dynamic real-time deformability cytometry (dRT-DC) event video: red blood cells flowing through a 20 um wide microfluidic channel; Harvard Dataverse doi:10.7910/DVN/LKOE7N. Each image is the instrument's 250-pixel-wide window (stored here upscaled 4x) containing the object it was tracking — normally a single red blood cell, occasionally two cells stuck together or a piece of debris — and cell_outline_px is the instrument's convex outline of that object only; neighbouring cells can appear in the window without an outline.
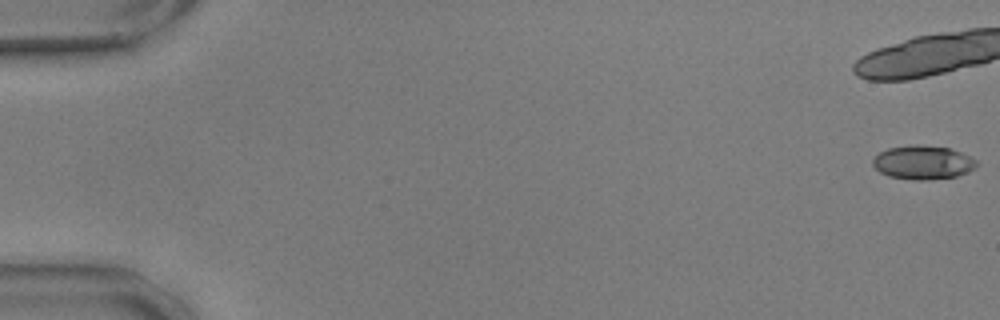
{"species": "common noctule bat (a hibernating species)", "species_latin": "Nyctalus noctula", "temperature_condition": "warm", "stored_images_in_passage": 15, "camera_frame_rate_fps": 3000, "um_per_image_px": 0.085, "animal": {"sex": "male", "body_mass_g": 17.9, "forearm_length_mm": 54.2}, "frame": {"image": 1, "passage_image": 1, "time_ms": 0.0, "image_size_px": [1000, 320], "cell_outline_px": [[980, 164], [976, 168], [968, 172], [956, 176], [928, 180], [912, 180], [888, 176], [880, 172], [872, 164], [872, 160], [880, 152], [888, 148], [916, 144], [948, 148], [960, 152], [976, 160]], "centroid_in_image_um": [78.46, 13.82], "position_along_channel_um": 6.5, "area_um2": 20.46}}